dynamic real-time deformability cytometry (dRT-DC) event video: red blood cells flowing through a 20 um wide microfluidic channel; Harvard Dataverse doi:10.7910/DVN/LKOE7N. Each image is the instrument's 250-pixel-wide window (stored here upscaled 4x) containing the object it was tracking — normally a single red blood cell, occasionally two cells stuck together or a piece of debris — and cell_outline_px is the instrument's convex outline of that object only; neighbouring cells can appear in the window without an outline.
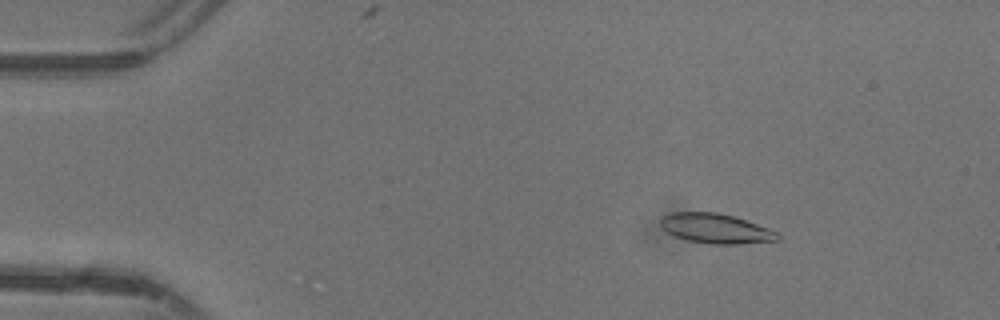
{"species": "common noctule bat (a hibernating species)", "species_latin": "Nyctalus noctula", "temperature_condition": "warm", "stored_images_in_passage": 48, "camera_frame_rate_fps": 3000, "um_per_image_px": 0.085, "animal": {"sex": "female"}, "frame": {"image": 1, "passage_image": 8, "time_ms": 2.333, "image_size_px": [1000, 320], "cell_outline_px": [[780, 240], [736, 244], [712, 244], [688, 240], [676, 236], [668, 232], [660, 224], [660, 220], [664, 216], [672, 212], [716, 212], [732, 216], [768, 228], [776, 232], [780, 236]], "centroid_in_image_um": [60.84, 19.42], "position_along_channel_um": 24.2, "area_um2": 19.94}}
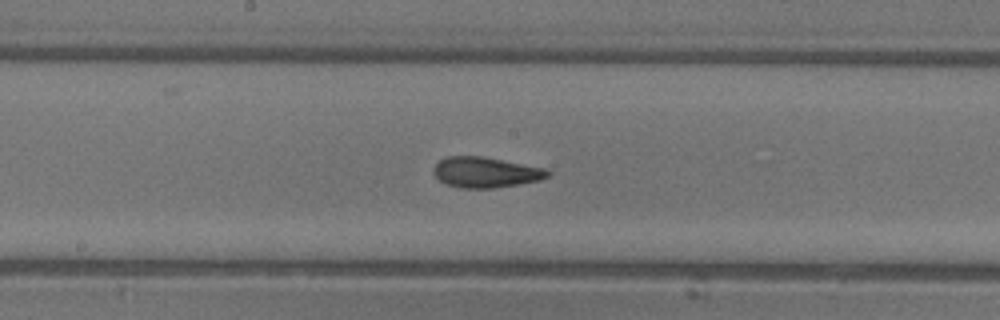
{"frame": {"image": 2, "passage_image": 26, "time_ms": 8.333, "image_size_px": [1000, 320], "cell_outline_px": [[552, 172], [548, 176], [540, 180], [492, 188], [460, 188], [448, 184], [440, 180], [432, 172], [432, 168], [440, 160], [448, 156], [484, 156], [548, 168]], "centroid_in_image_um": [41.31, 14.63], "position_along_channel_um": 206.9, "area_um2": 20.4}}
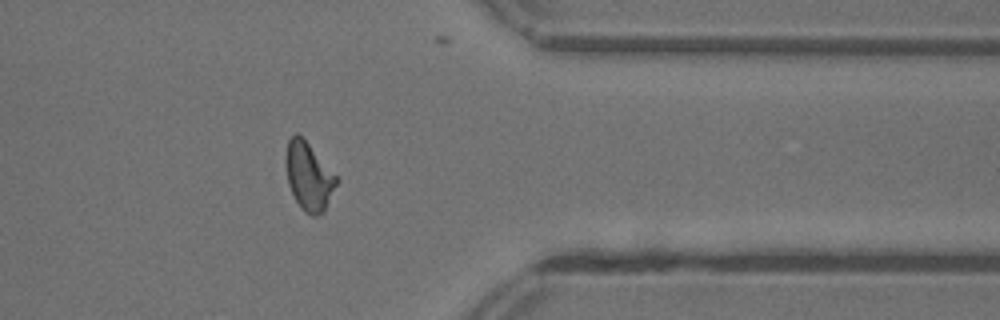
{"frame": {"image": 3, "passage_image": 39, "time_ms": 12.667, "image_size_px": [1000, 320], "cell_outline_px": [[340, 180], [324, 212], [316, 216], [312, 216], [304, 212], [300, 208], [288, 184], [284, 164], [284, 156], [288, 140], [296, 132], [308, 144]], "centroid_in_image_um": [26.23, 15.02], "position_along_channel_um": 385.2, "area_um2": 20.17}, "authors_computed_cell_mechanics": {"area_um2": 19.941, "velocity_mm_per_s": 4.4195, "shape_relaxation_time_tau1_ms": 5.8423, "shape_relaxation_time_tau2_ms": 1.8408, "deformation_change_tau1": 0.1972, "deformation_change_tau2": 0.1012}}